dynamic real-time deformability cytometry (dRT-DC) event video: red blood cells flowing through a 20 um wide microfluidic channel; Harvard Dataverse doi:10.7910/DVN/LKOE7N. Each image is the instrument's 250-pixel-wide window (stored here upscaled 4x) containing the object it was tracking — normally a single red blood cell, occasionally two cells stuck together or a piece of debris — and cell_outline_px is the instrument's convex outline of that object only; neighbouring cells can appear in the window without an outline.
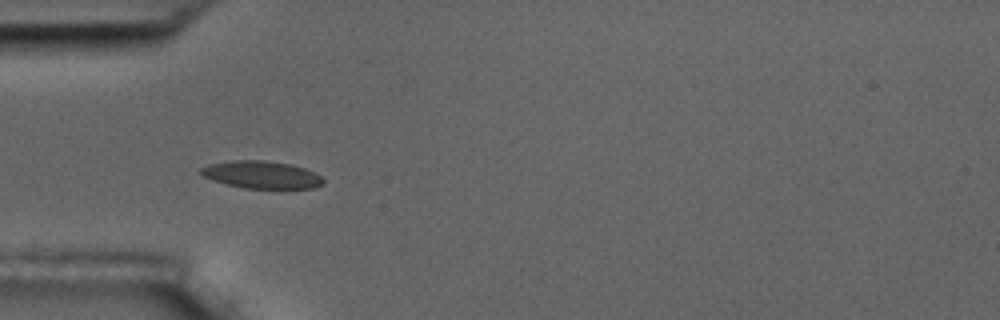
{"species": "common noctule bat (a hibernating species)", "species_latin": "Nyctalus noctula", "temperature_condition": "room temperature", "stored_images_in_passage": 2, "camera_frame_rate_fps": 3000, "um_per_image_px": 0.085, "animal": {"sex": "male", "body_mass_g": 17.5, "forearm_length_mm": 52.3}, "frame": {"image": 1, "passage_image": 1, "time_ms": 0.0, "image_size_px": [1000, 320], "cell_outline_px": [[324, 184], [312, 188], [244, 188], [212, 180], [196, 172], [200, 168], [208, 164], [232, 160], [264, 160], [292, 164], [304, 168], [320, 176], [324, 180]], "centroid_in_image_um": [22.19, 14.84], "position_along_channel_um": 62.8, "area_um2": 19.59}}